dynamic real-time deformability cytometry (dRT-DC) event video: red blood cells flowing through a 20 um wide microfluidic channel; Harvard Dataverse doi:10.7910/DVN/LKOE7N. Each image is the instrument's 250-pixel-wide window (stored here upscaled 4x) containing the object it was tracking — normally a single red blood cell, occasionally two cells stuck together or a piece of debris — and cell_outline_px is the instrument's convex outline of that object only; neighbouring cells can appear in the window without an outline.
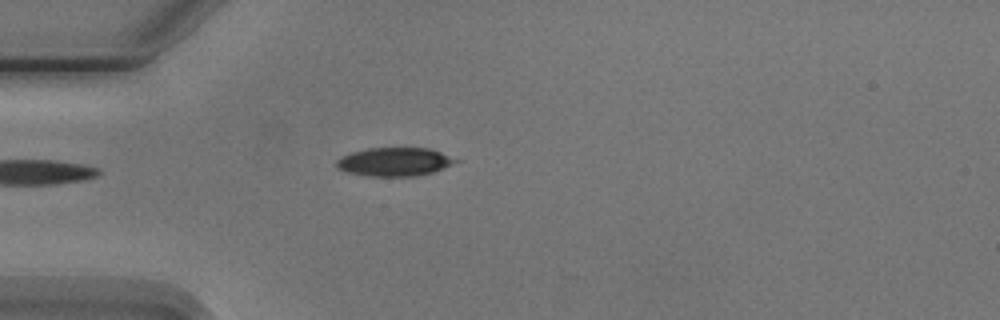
{"species": "Egyptian fruit bat (a non-hibernating species)", "species_latin": "Rousettus aegyptiacus", "temperature_condition": "cold", "stored_images_in_passage": 2, "camera_frame_rate_fps": 3000, "um_per_image_px": 0.085, "animal": {"sex": "male"}, "frame": {"image": 1, "passage_image": 1, "time_ms": 0.0, "image_size_px": [1000, 320], "cell_outline_px": [[460, 160], [432, 172], [416, 176], [368, 176], [348, 172], [336, 168], [336, 160], [340, 156], [352, 152], [368, 148], [428, 148], [440, 152]], "centroid_in_image_um": [33.48, 13.75], "position_along_channel_um": 51.5, "area_um2": 19.65}}